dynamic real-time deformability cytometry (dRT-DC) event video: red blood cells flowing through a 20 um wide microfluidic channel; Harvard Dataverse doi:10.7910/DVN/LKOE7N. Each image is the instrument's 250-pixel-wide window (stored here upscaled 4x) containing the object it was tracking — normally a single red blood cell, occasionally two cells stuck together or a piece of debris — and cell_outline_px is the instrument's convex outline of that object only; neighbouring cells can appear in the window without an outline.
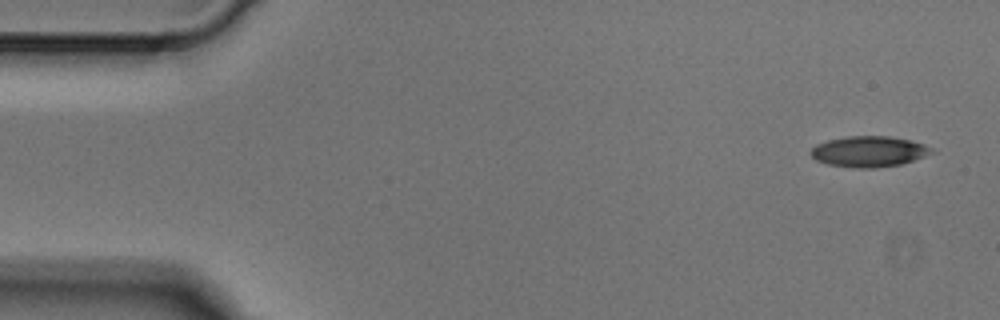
{"species": "Egyptian fruit bat (a non-hibernating species)", "species_latin": "Rousettus aegyptiacus", "temperature_condition": "cold", "stored_images_in_passage": 5, "camera_frame_rate_fps": 3000, "um_per_image_px": 0.085, "animal": {"sex": "male"}, "frame": {"image": 1, "passage_image": 1, "time_ms": 0.0, "image_size_px": [1000, 320], "cell_outline_px": [[936, 152], [900, 164], [876, 168], [856, 168], [828, 164], [816, 160], [808, 152], [816, 144], [828, 140], [848, 136], [888, 136], [908, 140], [924, 144], [932, 148]], "centroid_in_image_um": [73.84, 12.88], "position_along_channel_um": 11.2, "area_um2": 21.56}}